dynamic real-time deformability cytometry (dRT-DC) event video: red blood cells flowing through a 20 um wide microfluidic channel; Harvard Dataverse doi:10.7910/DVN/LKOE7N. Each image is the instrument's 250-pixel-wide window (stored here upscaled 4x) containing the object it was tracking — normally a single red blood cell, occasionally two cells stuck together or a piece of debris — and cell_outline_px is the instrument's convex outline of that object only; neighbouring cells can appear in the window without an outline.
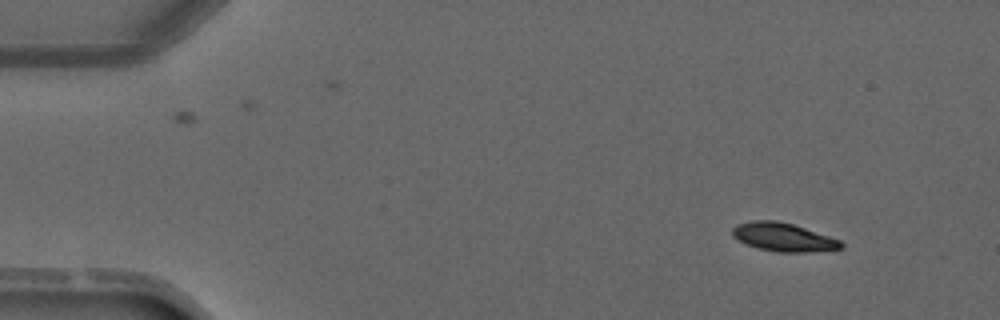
{"species": "common noctule bat (a hibernating species)", "species_latin": "Nyctalus noctula", "temperature_condition": "warm", "stored_images_in_passage": 4, "camera_frame_rate_fps": 3000, "um_per_image_px": 0.085, "animal": {"sex": "male", "forearm_length_mm": 52.5}, "frame": {"image": 1, "passage_image": 1, "time_ms": 0.0, "image_size_px": [1000, 320], "cell_outline_px": [[844, 248], [808, 252], [776, 252], [760, 248], [748, 244], [732, 236], [732, 228], [736, 224], [752, 220], [776, 220], [792, 224], [840, 240], [844, 244]], "centroid_in_image_um": [66.58, 20.15], "position_along_channel_um": 18.4, "area_um2": 17.8}}
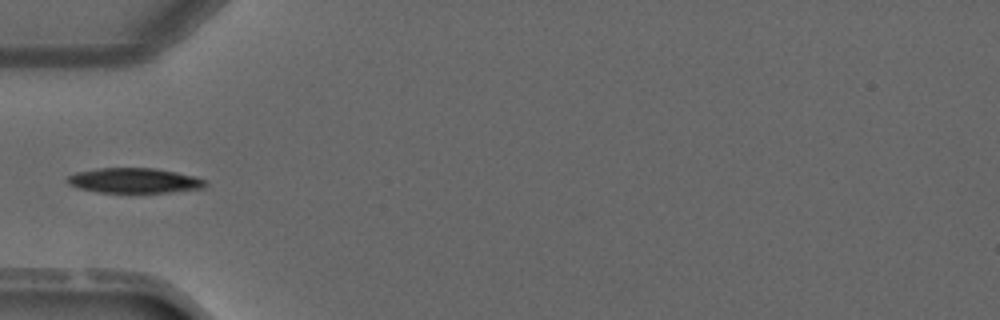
{"frame": {"image": 2, "passage_image": 4, "time_ms": 3.333, "image_size_px": [1000, 320], "cell_outline_px": [[208, 184], [204, 188], [168, 192], [100, 192], [80, 188], [68, 184], [68, 176], [76, 172], [100, 168], [156, 168], [196, 176], [204, 180]], "centroid_in_image_um": [11.45, 15.34], "position_along_channel_um": 73.5, "area_um2": 19.94}}